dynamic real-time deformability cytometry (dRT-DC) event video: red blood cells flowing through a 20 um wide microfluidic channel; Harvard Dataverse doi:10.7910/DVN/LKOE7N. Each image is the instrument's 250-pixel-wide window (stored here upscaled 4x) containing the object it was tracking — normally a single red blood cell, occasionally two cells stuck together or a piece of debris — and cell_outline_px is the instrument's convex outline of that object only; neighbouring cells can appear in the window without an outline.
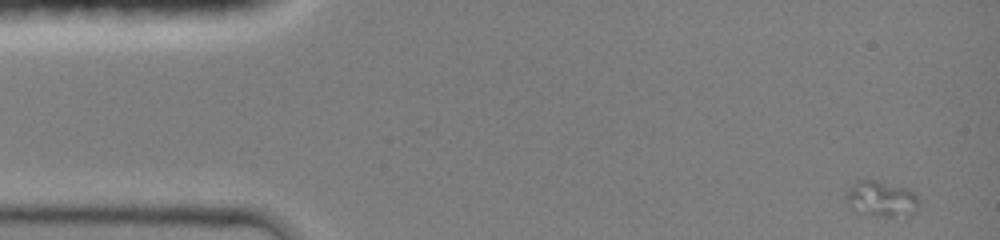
{"species": "common noctule bat (a hibernating species)", "species_latin": "Nyctalus noctula", "temperature_condition": "room temperature", "stored_images_in_passage": 16, "camera_frame_rate_fps": 3000, "um_per_image_px": 0.085, "animal": {"sex": "female", "body_mass_g": 19.0, "forearm_length_mm": 51.5}, "frame": {"image": 1, "passage_image": 1, "time_ms": 0.0, "image_size_px": [1000, 240], "cell_outline_px": [[916, 212], [908, 216], [856, 216], [852, 212], [848, 204], [848, 192], [860, 180], [872, 180], [900, 188], [912, 192], [916, 200]], "centroid_in_image_um": [74.84, 17.0], "position_along_channel_um": 10.2, "area_um2": 14.62}}